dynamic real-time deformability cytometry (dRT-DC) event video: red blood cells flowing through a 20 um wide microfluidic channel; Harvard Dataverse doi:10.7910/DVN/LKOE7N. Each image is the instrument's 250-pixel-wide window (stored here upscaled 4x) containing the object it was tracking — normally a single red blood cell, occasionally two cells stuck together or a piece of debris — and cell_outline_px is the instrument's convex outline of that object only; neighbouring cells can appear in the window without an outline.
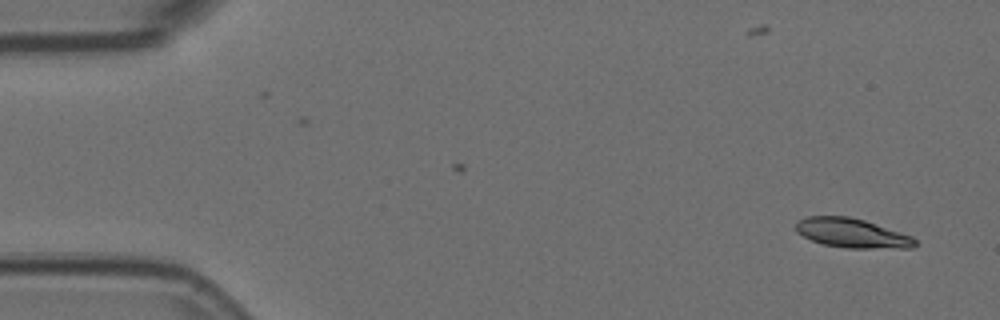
{"species": "Egyptian fruit bat (a non-hibernating species)", "species_latin": "Rousettus aegyptiacus", "temperature_condition": "room temperature", "stored_images_in_passage": 3, "camera_frame_rate_fps": 3000, "um_per_image_px": 0.085, "animal": {"sex": "female"}, "frame": {"image": 1, "passage_image": 3, "time_ms": 0.667, "image_size_px": [1000, 320], "cell_outline_px": [[920, 244], [912, 248], [844, 248], [824, 244], [812, 240], [796, 232], [796, 224], [800, 220], [808, 216], [848, 216], [864, 220], [912, 236]], "centroid_in_image_um": [72.46, 19.82], "position_along_channel_um": 12.5, "area_um2": 20.29}}